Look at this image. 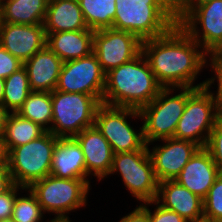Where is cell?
<instances>
[{
  "label": "cell",
  "instance_id": "cell-1",
  "mask_svg": "<svg viewBox=\"0 0 222 222\" xmlns=\"http://www.w3.org/2000/svg\"><path fill=\"white\" fill-rule=\"evenodd\" d=\"M179 25L162 36L142 41V53L156 80L163 88L207 85V79L193 86L197 74L204 68L208 53Z\"/></svg>",
  "mask_w": 222,
  "mask_h": 222
},
{
  "label": "cell",
  "instance_id": "cell-2",
  "mask_svg": "<svg viewBox=\"0 0 222 222\" xmlns=\"http://www.w3.org/2000/svg\"><path fill=\"white\" fill-rule=\"evenodd\" d=\"M162 88L141 52L131 61L105 74L102 104L140 110L148 105Z\"/></svg>",
  "mask_w": 222,
  "mask_h": 222
},
{
  "label": "cell",
  "instance_id": "cell-3",
  "mask_svg": "<svg viewBox=\"0 0 222 222\" xmlns=\"http://www.w3.org/2000/svg\"><path fill=\"white\" fill-rule=\"evenodd\" d=\"M214 95L207 85L200 88L187 87L185 110L177 123L173 138L206 147L216 120L222 114Z\"/></svg>",
  "mask_w": 222,
  "mask_h": 222
},
{
  "label": "cell",
  "instance_id": "cell-4",
  "mask_svg": "<svg viewBox=\"0 0 222 222\" xmlns=\"http://www.w3.org/2000/svg\"><path fill=\"white\" fill-rule=\"evenodd\" d=\"M113 29L127 31L141 41L167 33L176 23L162 10L158 0H115Z\"/></svg>",
  "mask_w": 222,
  "mask_h": 222
},
{
  "label": "cell",
  "instance_id": "cell-5",
  "mask_svg": "<svg viewBox=\"0 0 222 222\" xmlns=\"http://www.w3.org/2000/svg\"><path fill=\"white\" fill-rule=\"evenodd\" d=\"M58 137L46 131L39 138L8 151L7 167L16 185L29 188L50 175Z\"/></svg>",
  "mask_w": 222,
  "mask_h": 222
},
{
  "label": "cell",
  "instance_id": "cell-6",
  "mask_svg": "<svg viewBox=\"0 0 222 222\" xmlns=\"http://www.w3.org/2000/svg\"><path fill=\"white\" fill-rule=\"evenodd\" d=\"M102 103L92 95L54 90L50 132L58 138H71L94 126L97 108Z\"/></svg>",
  "mask_w": 222,
  "mask_h": 222
},
{
  "label": "cell",
  "instance_id": "cell-7",
  "mask_svg": "<svg viewBox=\"0 0 222 222\" xmlns=\"http://www.w3.org/2000/svg\"><path fill=\"white\" fill-rule=\"evenodd\" d=\"M176 88H162L159 94L139 112L140 119L144 120L143 136L145 143L160 141L174 137L177 123L184 113L187 101V87L181 89L179 94L169 95Z\"/></svg>",
  "mask_w": 222,
  "mask_h": 222
},
{
  "label": "cell",
  "instance_id": "cell-8",
  "mask_svg": "<svg viewBox=\"0 0 222 222\" xmlns=\"http://www.w3.org/2000/svg\"><path fill=\"white\" fill-rule=\"evenodd\" d=\"M90 185L84 179H64L48 175L34 182L30 189L36 196L43 212L55 213L56 217H68L69 211L86 206Z\"/></svg>",
  "mask_w": 222,
  "mask_h": 222
},
{
  "label": "cell",
  "instance_id": "cell-9",
  "mask_svg": "<svg viewBox=\"0 0 222 222\" xmlns=\"http://www.w3.org/2000/svg\"><path fill=\"white\" fill-rule=\"evenodd\" d=\"M141 118L139 110L101 104L96 111L94 126L110 143L114 152L149 150L143 136V127L135 131L127 122V117Z\"/></svg>",
  "mask_w": 222,
  "mask_h": 222
},
{
  "label": "cell",
  "instance_id": "cell-10",
  "mask_svg": "<svg viewBox=\"0 0 222 222\" xmlns=\"http://www.w3.org/2000/svg\"><path fill=\"white\" fill-rule=\"evenodd\" d=\"M117 171L133 197L143 203L156 199L159 182L154 173L149 150L114 154L109 174Z\"/></svg>",
  "mask_w": 222,
  "mask_h": 222
},
{
  "label": "cell",
  "instance_id": "cell-11",
  "mask_svg": "<svg viewBox=\"0 0 222 222\" xmlns=\"http://www.w3.org/2000/svg\"><path fill=\"white\" fill-rule=\"evenodd\" d=\"M105 88V73L96 55L65 61L55 90L95 96L101 103Z\"/></svg>",
  "mask_w": 222,
  "mask_h": 222
},
{
  "label": "cell",
  "instance_id": "cell-12",
  "mask_svg": "<svg viewBox=\"0 0 222 222\" xmlns=\"http://www.w3.org/2000/svg\"><path fill=\"white\" fill-rule=\"evenodd\" d=\"M142 52V41L134 34L113 28L94 31L93 53L106 74Z\"/></svg>",
  "mask_w": 222,
  "mask_h": 222
},
{
  "label": "cell",
  "instance_id": "cell-13",
  "mask_svg": "<svg viewBox=\"0 0 222 222\" xmlns=\"http://www.w3.org/2000/svg\"><path fill=\"white\" fill-rule=\"evenodd\" d=\"M179 25L208 54L217 51L222 45V0H212L197 6Z\"/></svg>",
  "mask_w": 222,
  "mask_h": 222
},
{
  "label": "cell",
  "instance_id": "cell-14",
  "mask_svg": "<svg viewBox=\"0 0 222 222\" xmlns=\"http://www.w3.org/2000/svg\"><path fill=\"white\" fill-rule=\"evenodd\" d=\"M164 145L153 147L149 155L158 182L174 180L200 148L194 142L176 138L162 139Z\"/></svg>",
  "mask_w": 222,
  "mask_h": 222
},
{
  "label": "cell",
  "instance_id": "cell-15",
  "mask_svg": "<svg viewBox=\"0 0 222 222\" xmlns=\"http://www.w3.org/2000/svg\"><path fill=\"white\" fill-rule=\"evenodd\" d=\"M46 41L43 24H0V45L23 63L43 49Z\"/></svg>",
  "mask_w": 222,
  "mask_h": 222
},
{
  "label": "cell",
  "instance_id": "cell-16",
  "mask_svg": "<svg viewBox=\"0 0 222 222\" xmlns=\"http://www.w3.org/2000/svg\"><path fill=\"white\" fill-rule=\"evenodd\" d=\"M220 173L210 152L200 147L174 180L204 200Z\"/></svg>",
  "mask_w": 222,
  "mask_h": 222
},
{
  "label": "cell",
  "instance_id": "cell-17",
  "mask_svg": "<svg viewBox=\"0 0 222 222\" xmlns=\"http://www.w3.org/2000/svg\"><path fill=\"white\" fill-rule=\"evenodd\" d=\"M155 201L165 209L178 213L188 222L204 219L203 199L175 180L159 182Z\"/></svg>",
  "mask_w": 222,
  "mask_h": 222
},
{
  "label": "cell",
  "instance_id": "cell-18",
  "mask_svg": "<svg viewBox=\"0 0 222 222\" xmlns=\"http://www.w3.org/2000/svg\"><path fill=\"white\" fill-rule=\"evenodd\" d=\"M74 138L81 146L84 154L87 174L92 173L100 181L107 177L112 167L114 152L102 133L95 126H92L84 129Z\"/></svg>",
  "mask_w": 222,
  "mask_h": 222
},
{
  "label": "cell",
  "instance_id": "cell-19",
  "mask_svg": "<svg viewBox=\"0 0 222 222\" xmlns=\"http://www.w3.org/2000/svg\"><path fill=\"white\" fill-rule=\"evenodd\" d=\"M63 61L46 45L23 63L31 91L53 92L58 83Z\"/></svg>",
  "mask_w": 222,
  "mask_h": 222
},
{
  "label": "cell",
  "instance_id": "cell-20",
  "mask_svg": "<svg viewBox=\"0 0 222 222\" xmlns=\"http://www.w3.org/2000/svg\"><path fill=\"white\" fill-rule=\"evenodd\" d=\"M50 175L64 179H84L89 185L84 154L74 137L58 138L55 145Z\"/></svg>",
  "mask_w": 222,
  "mask_h": 222
},
{
  "label": "cell",
  "instance_id": "cell-21",
  "mask_svg": "<svg viewBox=\"0 0 222 222\" xmlns=\"http://www.w3.org/2000/svg\"><path fill=\"white\" fill-rule=\"evenodd\" d=\"M46 45L63 61L86 57L93 52L94 30L46 33Z\"/></svg>",
  "mask_w": 222,
  "mask_h": 222
},
{
  "label": "cell",
  "instance_id": "cell-22",
  "mask_svg": "<svg viewBox=\"0 0 222 222\" xmlns=\"http://www.w3.org/2000/svg\"><path fill=\"white\" fill-rule=\"evenodd\" d=\"M43 25L45 33L89 29L78 0H48Z\"/></svg>",
  "mask_w": 222,
  "mask_h": 222
},
{
  "label": "cell",
  "instance_id": "cell-23",
  "mask_svg": "<svg viewBox=\"0 0 222 222\" xmlns=\"http://www.w3.org/2000/svg\"><path fill=\"white\" fill-rule=\"evenodd\" d=\"M48 0H1L2 22L43 24Z\"/></svg>",
  "mask_w": 222,
  "mask_h": 222
},
{
  "label": "cell",
  "instance_id": "cell-24",
  "mask_svg": "<svg viewBox=\"0 0 222 222\" xmlns=\"http://www.w3.org/2000/svg\"><path fill=\"white\" fill-rule=\"evenodd\" d=\"M46 132L39 124L23 118L17 113H9L2 135L7 152L17 146H22L39 138Z\"/></svg>",
  "mask_w": 222,
  "mask_h": 222
},
{
  "label": "cell",
  "instance_id": "cell-25",
  "mask_svg": "<svg viewBox=\"0 0 222 222\" xmlns=\"http://www.w3.org/2000/svg\"><path fill=\"white\" fill-rule=\"evenodd\" d=\"M17 114L49 131L48 125L52 122V92L32 91Z\"/></svg>",
  "mask_w": 222,
  "mask_h": 222
},
{
  "label": "cell",
  "instance_id": "cell-26",
  "mask_svg": "<svg viewBox=\"0 0 222 222\" xmlns=\"http://www.w3.org/2000/svg\"><path fill=\"white\" fill-rule=\"evenodd\" d=\"M89 29L113 28L116 14L115 0H78Z\"/></svg>",
  "mask_w": 222,
  "mask_h": 222
},
{
  "label": "cell",
  "instance_id": "cell-27",
  "mask_svg": "<svg viewBox=\"0 0 222 222\" xmlns=\"http://www.w3.org/2000/svg\"><path fill=\"white\" fill-rule=\"evenodd\" d=\"M31 92L27 70L22 66L4 79L2 104L9 113H17Z\"/></svg>",
  "mask_w": 222,
  "mask_h": 222
},
{
  "label": "cell",
  "instance_id": "cell-28",
  "mask_svg": "<svg viewBox=\"0 0 222 222\" xmlns=\"http://www.w3.org/2000/svg\"><path fill=\"white\" fill-rule=\"evenodd\" d=\"M28 192V197L16 196L11 216L14 222H40L43 218L44 213L35 194L30 189Z\"/></svg>",
  "mask_w": 222,
  "mask_h": 222
},
{
  "label": "cell",
  "instance_id": "cell-29",
  "mask_svg": "<svg viewBox=\"0 0 222 222\" xmlns=\"http://www.w3.org/2000/svg\"><path fill=\"white\" fill-rule=\"evenodd\" d=\"M204 220L222 222V172L203 200Z\"/></svg>",
  "mask_w": 222,
  "mask_h": 222
},
{
  "label": "cell",
  "instance_id": "cell-30",
  "mask_svg": "<svg viewBox=\"0 0 222 222\" xmlns=\"http://www.w3.org/2000/svg\"><path fill=\"white\" fill-rule=\"evenodd\" d=\"M218 169L222 172V114L217 118L205 147Z\"/></svg>",
  "mask_w": 222,
  "mask_h": 222
},
{
  "label": "cell",
  "instance_id": "cell-31",
  "mask_svg": "<svg viewBox=\"0 0 222 222\" xmlns=\"http://www.w3.org/2000/svg\"><path fill=\"white\" fill-rule=\"evenodd\" d=\"M162 10L179 24L190 12L192 0H158Z\"/></svg>",
  "mask_w": 222,
  "mask_h": 222
},
{
  "label": "cell",
  "instance_id": "cell-32",
  "mask_svg": "<svg viewBox=\"0 0 222 222\" xmlns=\"http://www.w3.org/2000/svg\"><path fill=\"white\" fill-rule=\"evenodd\" d=\"M156 204V208L154 213L151 212V210L146 206ZM146 204H141L148 212H149V219L150 222H188L183 217H181L178 213L165 209L159 203H157L155 200L151 202H146Z\"/></svg>",
  "mask_w": 222,
  "mask_h": 222
},
{
  "label": "cell",
  "instance_id": "cell-33",
  "mask_svg": "<svg viewBox=\"0 0 222 222\" xmlns=\"http://www.w3.org/2000/svg\"><path fill=\"white\" fill-rule=\"evenodd\" d=\"M22 66L23 62L11 55L0 45V78H7Z\"/></svg>",
  "mask_w": 222,
  "mask_h": 222
},
{
  "label": "cell",
  "instance_id": "cell-34",
  "mask_svg": "<svg viewBox=\"0 0 222 222\" xmlns=\"http://www.w3.org/2000/svg\"><path fill=\"white\" fill-rule=\"evenodd\" d=\"M18 189L26 188L15 184L9 191L0 195V221L11 219Z\"/></svg>",
  "mask_w": 222,
  "mask_h": 222
},
{
  "label": "cell",
  "instance_id": "cell-35",
  "mask_svg": "<svg viewBox=\"0 0 222 222\" xmlns=\"http://www.w3.org/2000/svg\"><path fill=\"white\" fill-rule=\"evenodd\" d=\"M208 55L211 57V60H209L211 61L210 67L213 68L215 76L207 80V86L211 87L212 83L214 84V81L217 78L218 88L215 97L218 100L222 110V57L216 51L209 53Z\"/></svg>",
  "mask_w": 222,
  "mask_h": 222
},
{
  "label": "cell",
  "instance_id": "cell-36",
  "mask_svg": "<svg viewBox=\"0 0 222 222\" xmlns=\"http://www.w3.org/2000/svg\"><path fill=\"white\" fill-rule=\"evenodd\" d=\"M119 222H150L149 212L140 204L129 215L122 217Z\"/></svg>",
  "mask_w": 222,
  "mask_h": 222
},
{
  "label": "cell",
  "instance_id": "cell-37",
  "mask_svg": "<svg viewBox=\"0 0 222 222\" xmlns=\"http://www.w3.org/2000/svg\"><path fill=\"white\" fill-rule=\"evenodd\" d=\"M15 185L8 167H0V195L9 191Z\"/></svg>",
  "mask_w": 222,
  "mask_h": 222
},
{
  "label": "cell",
  "instance_id": "cell-38",
  "mask_svg": "<svg viewBox=\"0 0 222 222\" xmlns=\"http://www.w3.org/2000/svg\"><path fill=\"white\" fill-rule=\"evenodd\" d=\"M8 114L9 112L6 110L5 106L0 104V137L3 135Z\"/></svg>",
  "mask_w": 222,
  "mask_h": 222
},
{
  "label": "cell",
  "instance_id": "cell-39",
  "mask_svg": "<svg viewBox=\"0 0 222 222\" xmlns=\"http://www.w3.org/2000/svg\"><path fill=\"white\" fill-rule=\"evenodd\" d=\"M7 156L8 152L2 138L0 137V167H7Z\"/></svg>",
  "mask_w": 222,
  "mask_h": 222
},
{
  "label": "cell",
  "instance_id": "cell-40",
  "mask_svg": "<svg viewBox=\"0 0 222 222\" xmlns=\"http://www.w3.org/2000/svg\"><path fill=\"white\" fill-rule=\"evenodd\" d=\"M209 1H212V0H192V3H191V11L196 8L197 6H200L204 3H207Z\"/></svg>",
  "mask_w": 222,
  "mask_h": 222
},
{
  "label": "cell",
  "instance_id": "cell-41",
  "mask_svg": "<svg viewBox=\"0 0 222 222\" xmlns=\"http://www.w3.org/2000/svg\"><path fill=\"white\" fill-rule=\"evenodd\" d=\"M3 95H4V79L0 78V104L3 103Z\"/></svg>",
  "mask_w": 222,
  "mask_h": 222
},
{
  "label": "cell",
  "instance_id": "cell-42",
  "mask_svg": "<svg viewBox=\"0 0 222 222\" xmlns=\"http://www.w3.org/2000/svg\"><path fill=\"white\" fill-rule=\"evenodd\" d=\"M69 217H55L51 221L48 222H70Z\"/></svg>",
  "mask_w": 222,
  "mask_h": 222
},
{
  "label": "cell",
  "instance_id": "cell-43",
  "mask_svg": "<svg viewBox=\"0 0 222 222\" xmlns=\"http://www.w3.org/2000/svg\"><path fill=\"white\" fill-rule=\"evenodd\" d=\"M216 52L222 57V45L220 46V48Z\"/></svg>",
  "mask_w": 222,
  "mask_h": 222
},
{
  "label": "cell",
  "instance_id": "cell-44",
  "mask_svg": "<svg viewBox=\"0 0 222 222\" xmlns=\"http://www.w3.org/2000/svg\"><path fill=\"white\" fill-rule=\"evenodd\" d=\"M2 23L1 0H0V24Z\"/></svg>",
  "mask_w": 222,
  "mask_h": 222
},
{
  "label": "cell",
  "instance_id": "cell-45",
  "mask_svg": "<svg viewBox=\"0 0 222 222\" xmlns=\"http://www.w3.org/2000/svg\"><path fill=\"white\" fill-rule=\"evenodd\" d=\"M0 222H14V221L12 219H8V220L0 221Z\"/></svg>",
  "mask_w": 222,
  "mask_h": 222
},
{
  "label": "cell",
  "instance_id": "cell-46",
  "mask_svg": "<svg viewBox=\"0 0 222 222\" xmlns=\"http://www.w3.org/2000/svg\"><path fill=\"white\" fill-rule=\"evenodd\" d=\"M197 222H211V221H207V220H201V221H197Z\"/></svg>",
  "mask_w": 222,
  "mask_h": 222
}]
</instances>
